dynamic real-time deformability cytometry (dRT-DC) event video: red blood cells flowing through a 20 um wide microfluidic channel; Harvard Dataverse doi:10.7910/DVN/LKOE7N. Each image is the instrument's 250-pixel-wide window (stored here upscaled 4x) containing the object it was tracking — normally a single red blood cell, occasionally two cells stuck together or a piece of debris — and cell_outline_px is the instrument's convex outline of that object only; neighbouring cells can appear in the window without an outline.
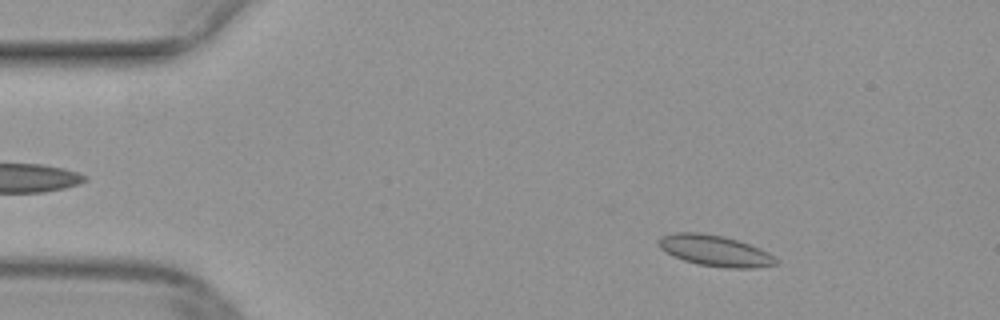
{"species": "common noctule bat (a hibernating species)", "species_latin": "Nyctalus noctula", "temperature_condition": "warm", "stored_images_in_passage": 49, "camera_frame_rate_fps": 3000, "um_per_image_px": 0.085, "animal": {"sex": "female", "body_mass_g": 29.2, "forearm_length_mm": 56.3}, "frame": {"image": 1, "passage_image": 6, "time_ms": 1.667, "image_size_px": [1000, 320], "cell_outline_px": [[780, 264], [756, 268], [724, 268], [696, 264], [672, 256], [664, 252], [660, 248], [660, 236], [676, 232], [700, 232], [724, 236], [760, 248], [768, 252]], "centroid_in_image_um": [60.77, 21.32], "position_along_channel_um": 24.2, "area_um2": 21.27}}
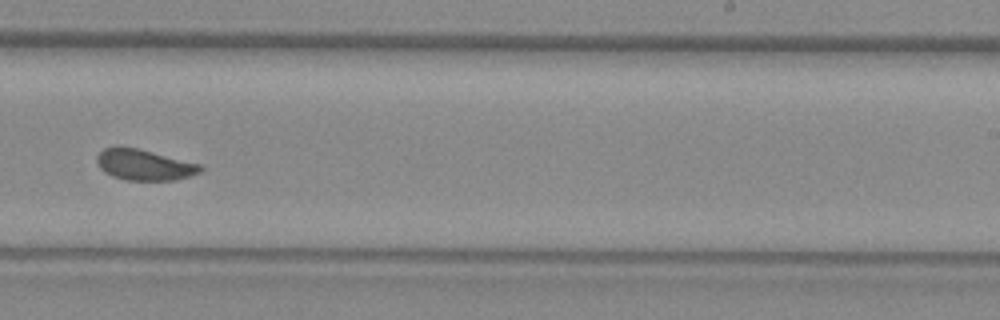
{"frame": {"image": 2, "passage_image": 30, "time_ms": 9.667, "image_size_px": [1000, 320], "cell_outline_px": [[204, 168], [200, 172], [176, 180], [124, 180], [112, 176], [104, 172], [100, 168], [96, 160], [96, 156], [104, 148], [116, 144], [136, 148], [200, 164]], "centroid_in_image_um": [12.2, 13.99], "position_along_channel_um": 276.8, "area_um2": 18.73}}
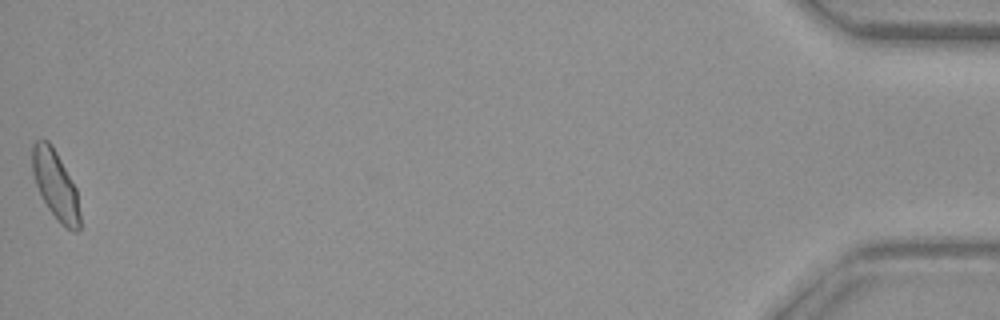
{"frame": {"image": 3, "passage_image": 49, "time_ms": 16.0, "image_size_px": [1000, 320], "cell_outline_px": [[80, 228], [76, 232], [72, 232], [60, 224], [56, 220], [40, 196], [32, 172], [32, 144], [36, 140], [48, 140], [52, 144], [76, 188], [80, 212]], "centroid_in_image_um": [4.71, 15.75], "position_along_channel_um": 430.5, "area_um2": 19.31}}